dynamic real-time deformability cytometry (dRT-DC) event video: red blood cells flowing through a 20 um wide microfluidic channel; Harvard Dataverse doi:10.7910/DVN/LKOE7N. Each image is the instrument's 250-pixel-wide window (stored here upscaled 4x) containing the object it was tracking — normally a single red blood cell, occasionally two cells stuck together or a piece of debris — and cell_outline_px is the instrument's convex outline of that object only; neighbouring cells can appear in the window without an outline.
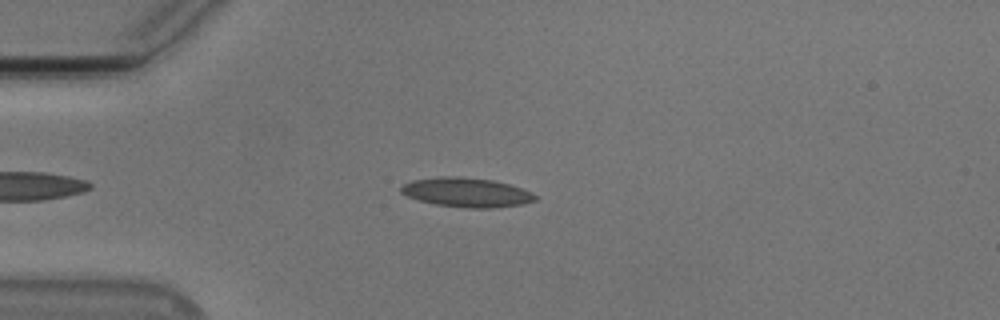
{"species": "Egyptian fruit bat (a non-hibernating species)", "species_latin": "Rousettus aegyptiacus", "temperature_condition": "cold", "stored_images_in_passage": 45, "camera_frame_rate_fps": 3000, "um_per_image_px": 0.085, "animal": {"sex": "male"}, "frame": {"image": 1, "passage_image": 9, "time_ms": 2.667, "image_size_px": [1000, 320], "cell_outline_px": [[536, 200], [524, 204], [492, 208], [464, 208], [436, 204], [420, 200], [408, 196], [400, 192], [400, 188], [404, 184], [412, 180], [436, 176], [456, 176], [492, 180], [508, 184], [532, 192], [536, 196]], "centroid_in_image_um": [39.65, 16.35], "position_along_channel_um": 45.3, "area_um2": 22.89}}
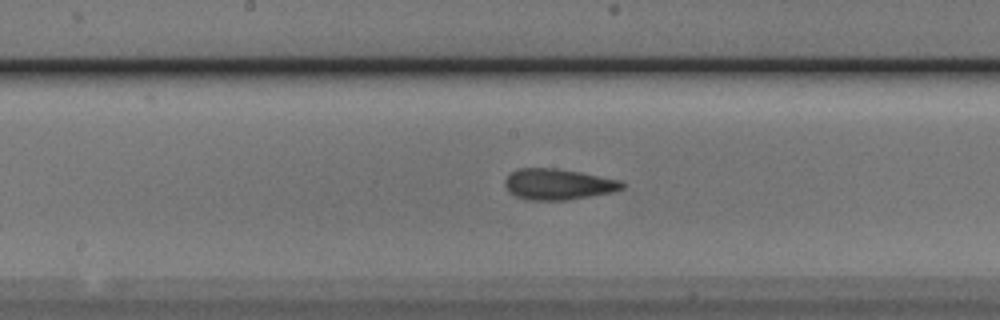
{"frame": {"image": 2, "passage_image": 23, "time_ms": 7.333, "image_size_px": [1000, 320], "cell_outline_px": [[624, 188], [616, 192], [568, 200], [528, 200], [516, 196], [508, 192], [504, 184], [504, 180], [512, 172], [520, 168], [556, 168], [580, 172], [624, 180]], "centroid_in_image_um": [47.49, 15.67], "position_along_channel_um": 200.7, "area_um2": 21.44}}
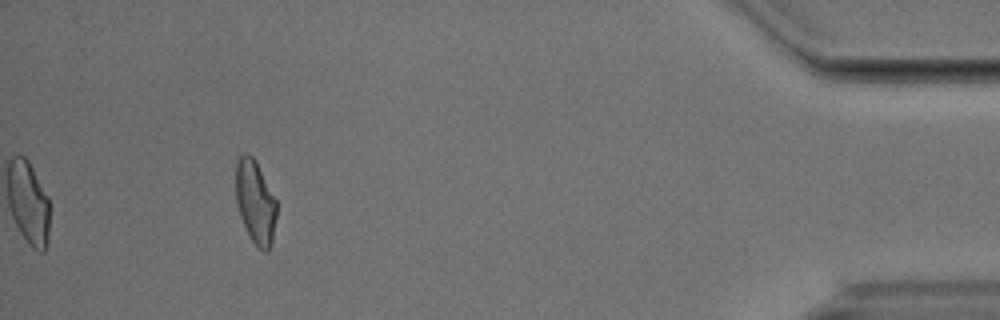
{"frame": {"image": 3, "passage_image": 45, "time_ms": 14.667, "image_size_px": [1000, 320], "cell_outline_px": [[276, 216], [272, 240], [268, 252], [264, 252], [252, 240], [240, 216], [236, 200], [236, 160], [244, 152], [248, 152], [252, 156], [276, 200]], "centroid_in_image_um": [21.69, 17.16], "position_along_channel_um": 413.5, "area_um2": 19.36}, "authors_computed_cell_mechanics": {"area_um2": 21.2126, "velocity_mm_per_s": 3.771, "shape_relaxation_time_tau1_ms": null, "shape_relaxation_time_tau2_ms": 2.5445, "deformation_change_tau1": null, "deformation_change_tau2": 0.0934}}